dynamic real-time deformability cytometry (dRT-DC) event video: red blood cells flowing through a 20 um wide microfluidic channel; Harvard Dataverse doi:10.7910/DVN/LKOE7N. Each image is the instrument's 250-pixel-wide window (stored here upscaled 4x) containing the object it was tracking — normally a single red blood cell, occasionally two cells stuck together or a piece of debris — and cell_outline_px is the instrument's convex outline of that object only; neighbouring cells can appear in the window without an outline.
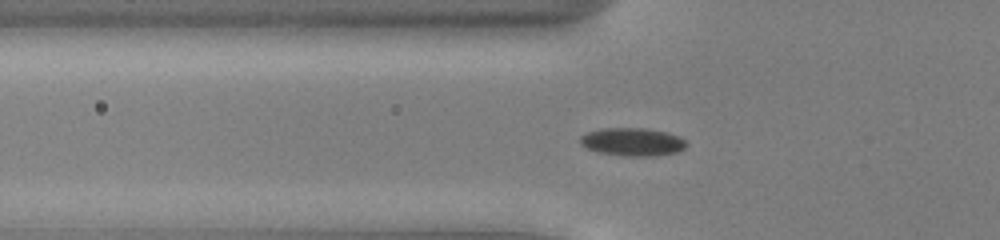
{"species": "common noctule bat (a hibernating species)", "species_latin": "Nyctalus noctula", "temperature_condition": "cold", "stored_images_in_passage": 54, "camera_frame_rate_fps": 3000, "um_per_image_px": 0.085, "animal": {"sex": "male", "body_mass_g": 13.0, "forearm_length_mm": 53.1}, "frame": {"image": 1, "passage_image": 20, "time_ms": 6.333, "image_size_px": [1000, 240], "cell_outline_px": [[688, 144], [684, 148], [676, 152], [652, 156], [624, 156], [600, 152], [588, 148], [580, 144], [580, 136], [588, 132], [600, 128], [644, 128], [668, 132], [680, 136]], "centroid_in_image_um": [53.77, 12.05], "position_along_channel_um": 72.0, "area_um2": 17.34}}
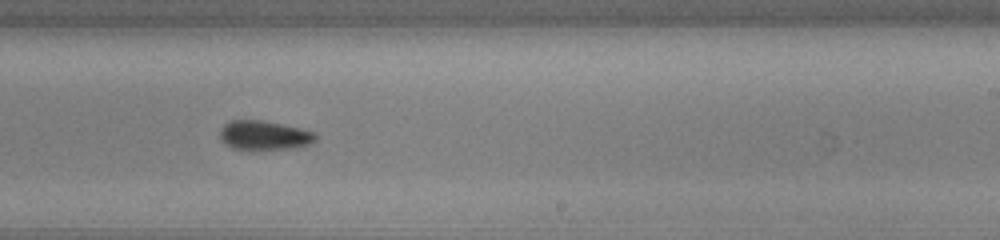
{"frame": {"image": 2, "passage_image": 35, "time_ms": 11.333, "image_size_px": [1000, 240], "cell_outline_px": [[316, 140], [312, 144], [292, 148], [232, 148], [224, 144], [220, 140], [220, 128], [224, 124], [232, 120], [260, 120], [300, 128], [316, 132]], "centroid_in_image_um": [22.45, 11.48], "position_along_channel_um": 266.5, "area_um2": 16.07}}
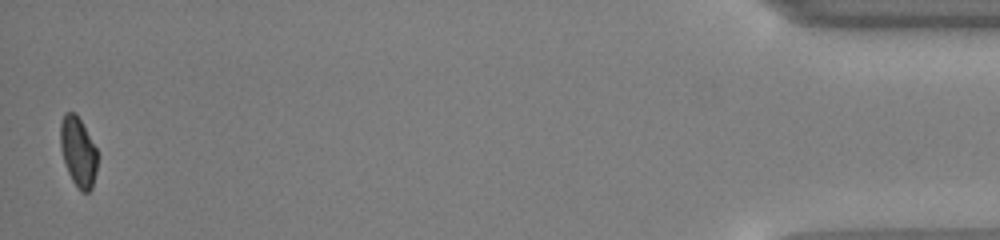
{"frame": {"image": 3, "passage_image": 54, "time_ms": 17.667, "image_size_px": [1000, 240], "cell_outline_px": [[96, 172], [92, 188], [88, 192], [80, 192], [72, 180], [68, 172], [60, 148], [60, 124], [64, 112], [76, 112], [96, 148]], "centroid_in_image_um": [6.62, 12.89], "position_along_channel_um": 428.6, "area_um2": 14.97}, "authors_computed_cell_mechanics": {"area_um2": 16.0684, "velocity_mm_per_s": 3.9103, "shape_relaxation_time_tau1_ms": 2.8357, "shape_relaxation_time_tau2_ms": 3.3893, "deformation_change_tau1": 0.0845, "deformation_change_tau2": 0.0708}}